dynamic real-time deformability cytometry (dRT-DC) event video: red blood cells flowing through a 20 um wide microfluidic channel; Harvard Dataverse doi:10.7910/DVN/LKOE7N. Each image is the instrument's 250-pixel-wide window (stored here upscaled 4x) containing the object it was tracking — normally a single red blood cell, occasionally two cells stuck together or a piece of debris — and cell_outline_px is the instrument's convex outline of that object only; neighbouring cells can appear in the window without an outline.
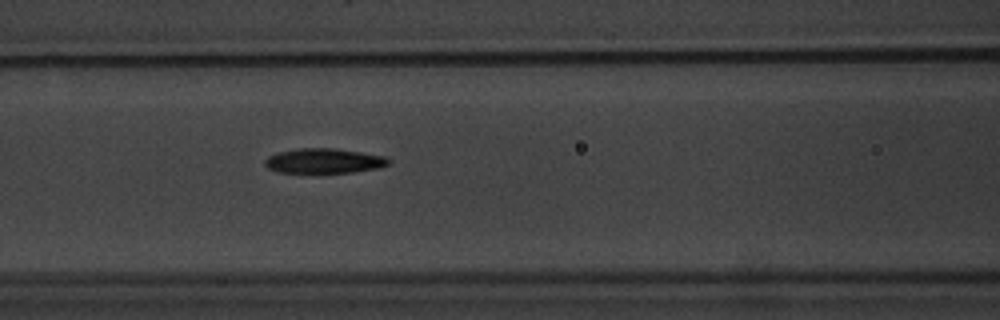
{"species": "common noctule bat (a hibernating species)", "species_latin": "Nyctalus noctula", "temperature_condition": "warm", "stored_images_in_passage": 35, "camera_frame_rate_fps": 3000, "um_per_image_px": 0.085, "animal": {"sex": "male", "body_mass_g": 20.1, "forearm_length_mm": 53.5}, "frame": {"image": 1, "passage_image": 6, "time_ms": 1.667, "image_size_px": [1000, 320], "cell_outline_px": [[392, 160], [388, 164], [380, 168], [352, 172], [280, 172], [268, 168], [264, 164], [264, 160], [268, 156], [276, 152], [296, 148], [332, 148], [360, 152], [384, 156]], "centroid_in_image_um": [27.52, 13.66], "position_along_channel_um": 139.1, "area_um2": 17.86}}
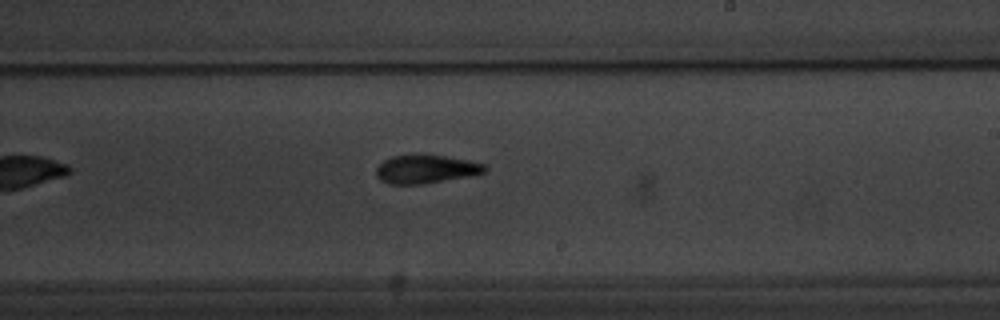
{"frame": {"image": 2, "passage_image": 15, "time_ms": 4.667, "image_size_px": [1000, 320], "cell_outline_px": [[488, 168], [484, 172], [468, 176], [424, 184], [388, 184], [380, 180], [376, 176], [376, 168], [384, 160], [392, 156], [416, 152], [444, 156], [468, 160], [484, 164]], "centroid_in_image_um": [36.15, 14.35], "position_along_channel_um": 252.9, "area_um2": 18.38}}
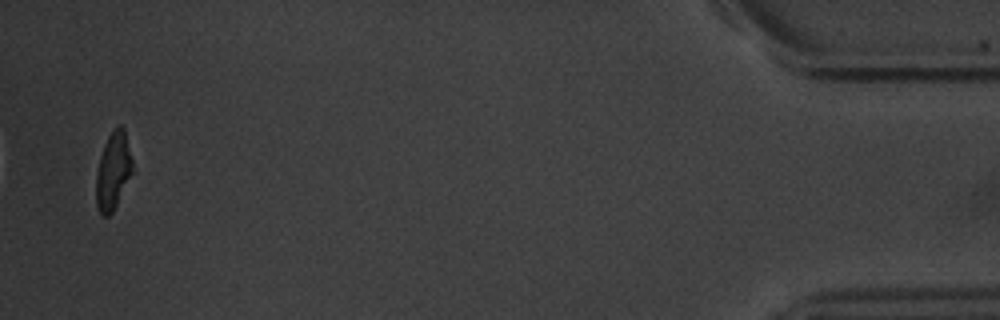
{"frame": {"image": 3, "passage_image": 35, "time_ms": 11.333, "image_size_px": [1000, 320], "cell_outline_px": [[132, 172], [112, 212], [108, 216], [100, 216], [96, 204], [96, 172], [100, 156], [104, 144], [112, 128], [116, 124], [120, 124], [124, 128], [132, 160]], "centroid_in_image_um": [9.59, 14.49], "position_along_channel_um": 425.6, "area_um2": 16.36}}